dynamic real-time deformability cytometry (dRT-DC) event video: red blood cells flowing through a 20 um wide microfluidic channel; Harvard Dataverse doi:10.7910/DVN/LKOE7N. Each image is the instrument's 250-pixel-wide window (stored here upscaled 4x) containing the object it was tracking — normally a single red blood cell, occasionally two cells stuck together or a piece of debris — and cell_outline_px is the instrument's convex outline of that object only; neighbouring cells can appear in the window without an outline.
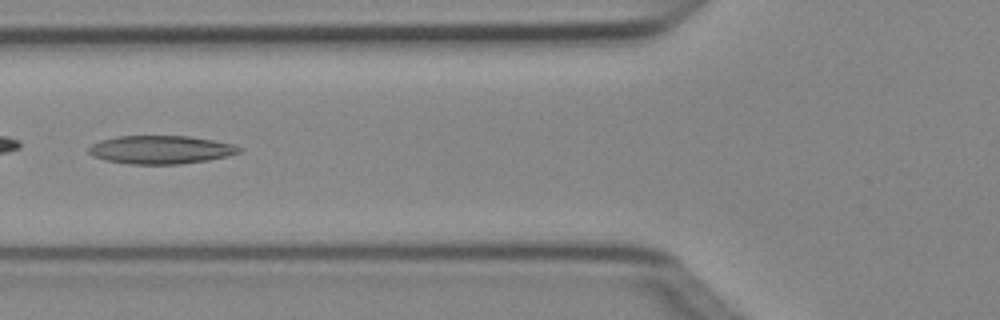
{"species": "Egyptian fruit bat (a non-hibernating species)", "species_latin": "Rousettus aegyptiacus", "temperature_condition": "cold", "stored_images_in_passage": 5, "camera_frame_rate_fps": 3000, "um_per_image_px": 0.085, "animal": {"sex": "female"}, "frame": {"image": 1, "passage_image": 5, "time_ms": 1.333, "image_size_px": [1000, 320], "cell_outline_px": [[244, 148], [240, 152], [228, 156], [208, 160], [180, 164], [128, 164], [104, 160], [92, 156], [88, 152], [88, 148], [92, 144], [100, 140], [116, 136], [188, 136], [236, 144]], "centroid_in_image_um": [13.67, 12.72], "position_along_channel_um": 112.1, "area_um2": 25.03}}